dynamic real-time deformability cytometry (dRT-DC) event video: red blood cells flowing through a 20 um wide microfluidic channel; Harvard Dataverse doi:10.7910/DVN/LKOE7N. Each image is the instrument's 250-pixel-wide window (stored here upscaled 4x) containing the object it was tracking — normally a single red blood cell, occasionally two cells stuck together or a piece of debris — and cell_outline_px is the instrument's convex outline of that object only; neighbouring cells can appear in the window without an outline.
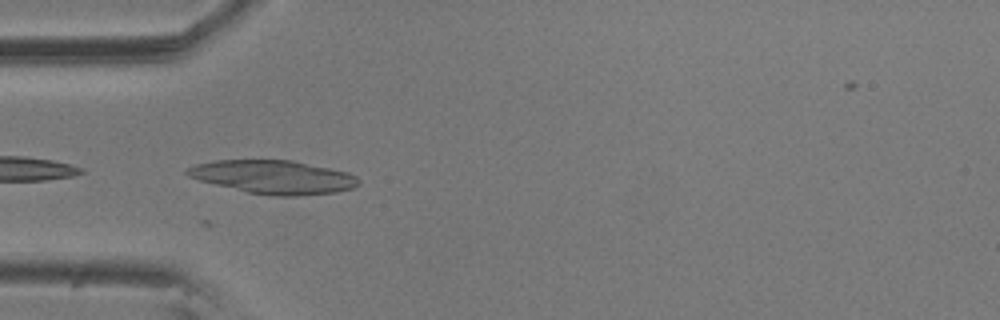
{"species": "common noctule bat (a hibernating species)", "species_latin": "Nyctalus noctula", "temperature_condition": "room temperature", "stored_images_in_passage": 37, "camera_frame_rate_fps": 3000, "um_per_image_px": 0.085, "animal": {"sex": "male", "body_mass_g": 20.5, "forearm_length_mm": 52.5}, "frame": {"image": 1, "passage_image": 17, "time_ms": 5.333, "image_size_px": [1000, 320], "cell_outline_px": [[360, 184], [352, 188], [336, 192], [296, 196], [272, 196], [248, 192], [200, 180], [188, 176], [184, 172], [184, 168], [196, 164], [216, 160], [292, 160], [348, 172], [356, 176], [360, 180]], "centroid_in_image_um": [23.25, 15.04], "position_along_channel_um": 61.7, "area_um2": 33.35}}
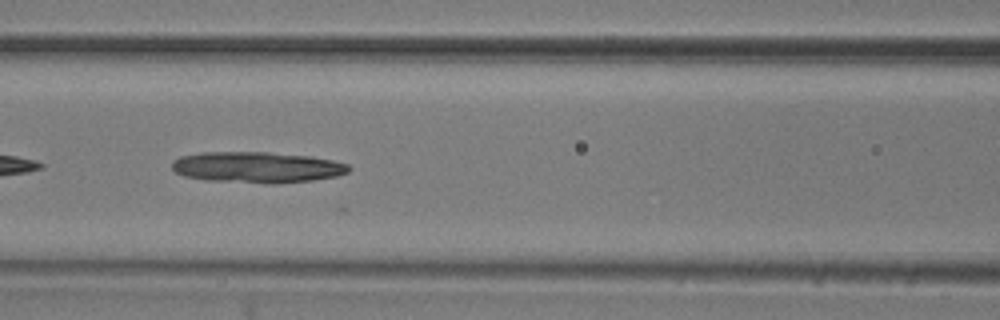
{"frame": {"image": 2, "passage_image": 24, "time_ms": 7.667, "image_size_px": [1000, 320], "cell_outline_px": [[352, 168], [348, 172], [336, 176], [312, 180], [276, 184], [264, 184], [204, 180], [184, 176], [176, 172], [172, 168], [172, 160], [180, 156], [200, 152], [268, 152], [312, 156], [332, 160], [348, 164]], "centroid_in_image_um": [21.84, 14.22], "position_along_channel_um": 144.8, "area_um2": 32.37}}
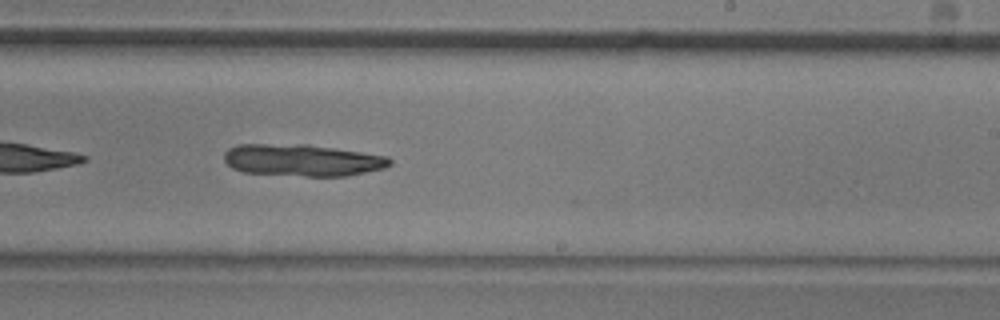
{"frame": {"image": 3, "passage_image": 34, "time_ms": 11.0, "image_size_px": [1000, 320], "cell_outline_px": [[392, 164], [384, 168], [348, 176], [304, 176], [244, 172], [232, 168], [224, 160], [224, 152], [228, 148], [236, 144], [308, 144], [388, 156], [392, 160]], "centroid_in_image_um": [25.69, 13.61], "position_along_channel_um": 263.3, "area_um2": 30.98}}